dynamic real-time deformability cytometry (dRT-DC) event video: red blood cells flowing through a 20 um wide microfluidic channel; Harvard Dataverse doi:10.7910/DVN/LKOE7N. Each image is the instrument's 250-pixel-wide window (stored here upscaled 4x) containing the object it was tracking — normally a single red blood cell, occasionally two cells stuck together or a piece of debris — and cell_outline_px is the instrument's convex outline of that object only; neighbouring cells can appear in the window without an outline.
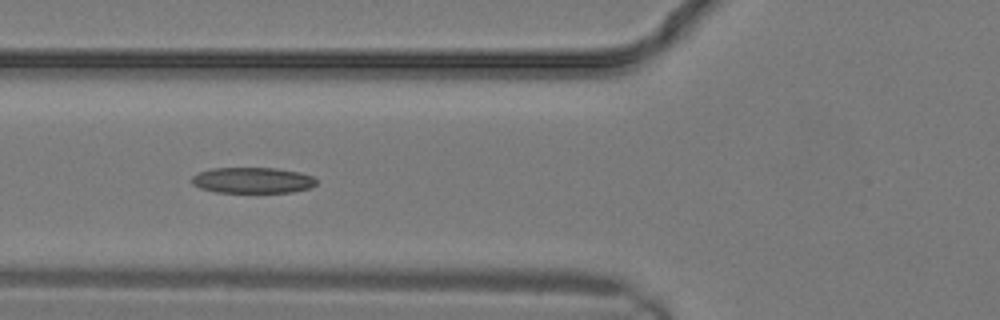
{"species": "common noctule bat (a hibernating species)", "species_latin": "Nyctalus noctula", "temperature_condition": "warm", "stored_images_in_passage": 11, "camera_frame_rate_fps": 3000, "um_per_image_px": 0.085, "animal": {"sex": "male", "body_mass_g": 19.2, "forearm_length_mm": 51.8}, "frame": {"image": 1, "passage_image": 5, "time_ms": 1.333, "image_size_px": [1000, 320], "cell_outline_px": [[316, 184], [308, 188], [292, 192], [216, 192], [200, 188], [192, 184], [192, 176], [200, 172], [212, 168], [276, 168], [300, 172], [312, 176], [316, 180]], "centroid_in_image_um": [21.46, 15.32], "position_along_channel_um": 104.3, "area_um2": 18.67}}
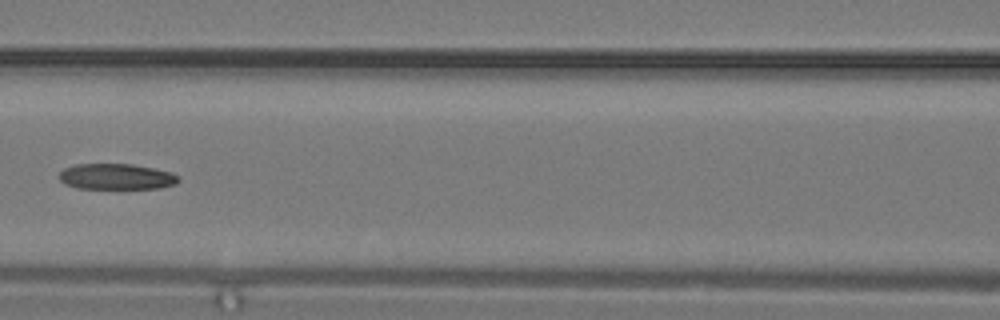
{"frame": {"image": 2, "passage_image": 7, "time_ms": 2.0, "image_size_px": [1000, 320], "cell_outline_px": [[180, 180], [176, 184], [160, 188], [76, 188], [64, 184], [60, 180], [60, 172], [64, 168], [76, 164], [132, 164], [172, 172], [180, 176]], "centroid_in_image_um": [9.91, 15.01], "position_along_channel_um": 156.7, "area_um2": 17.98}}
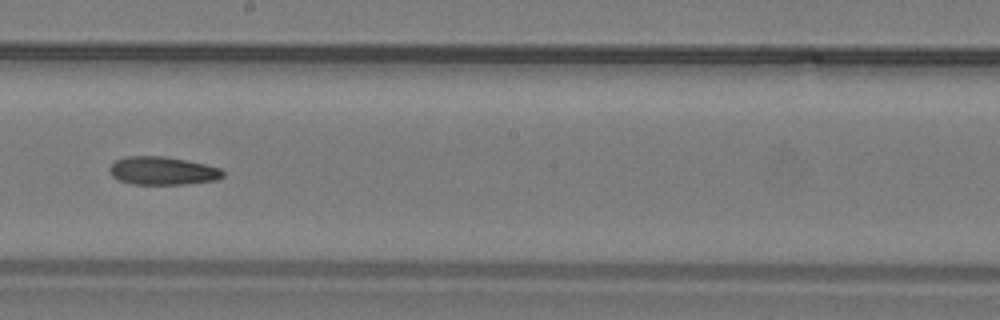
{"frame": {"image": 3, "passage_image": 10, "time_ms": 3.0, "image_size_px": [1000, 320], "cell_outline_px": [[224, 176], [216, 180], [184, 184], [132, 184], [120, 180], [112, 176], [108, 172], [108, 168], [116, 160], [124, 156], [164, 156], [204, 164], [220, 168], [224, 172]], "centroid_in_image_um": [13.79, 14.51], "position_along_channel_um": 234.4, "area_um2": 18.55}}